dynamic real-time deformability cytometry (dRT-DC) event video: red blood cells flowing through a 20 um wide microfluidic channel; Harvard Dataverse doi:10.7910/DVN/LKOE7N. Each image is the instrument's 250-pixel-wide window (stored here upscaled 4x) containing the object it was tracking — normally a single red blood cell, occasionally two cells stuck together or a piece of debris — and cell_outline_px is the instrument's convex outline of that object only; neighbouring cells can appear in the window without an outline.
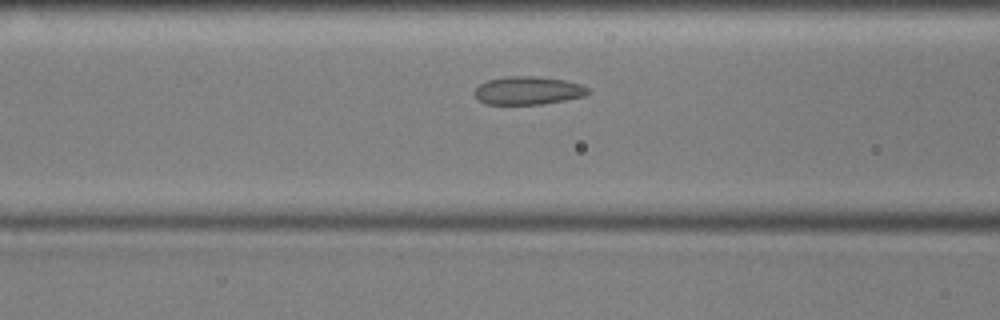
{"species": "common noctule bat (a hibernating species)", "species_latin": "Nyctalus noctula", "temperature_condition": "cold", "stored_images_in_passage": 47, "camera_frame_rate_fps": 3000, "um_per_image_px": 0.085, "animal": {"sex": "male", "body_mass_g": 17.9, "forearm_length_mm": 54.2}, "frame": {"image": 1, "passage_image": 13, "time_ms": 4.0, "image_size_px": [1000, 320], "cell_outline_px": [[592, 92], [584, 96], [544, 104], [484, 104], [476, 96], [476, 88], [480, 84], [488, 80], [504, 76], [536, 76], [564, 80], [580, 84], [588, 88]], "centroid_in_image_um": [44.91, 7.69], "position_along_channel_um": 121.7, "area_um2": 18.55}}
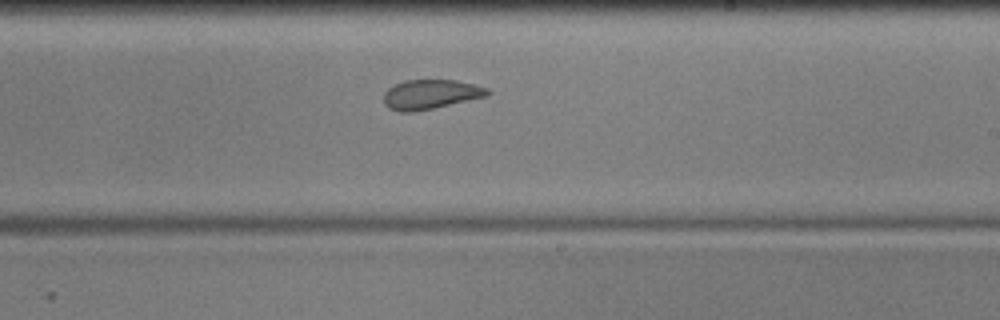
{"frame": {"image": 2, "passage_image": 24, "time_ms": 7.667, "image_size_px": [1000, 320], "cell_outline_px": [[492, 92], [488, 96], [432, 108], [412, 112], [400, 112], [388, 108], [384, 104], [384, 92], [388, 88], [404, 80], [456, 80], [488, 88]], "centroid_in_image_um": [36.59, 8.02], "position_along_channel_um": 252.4, "area_um2": 17.8}}
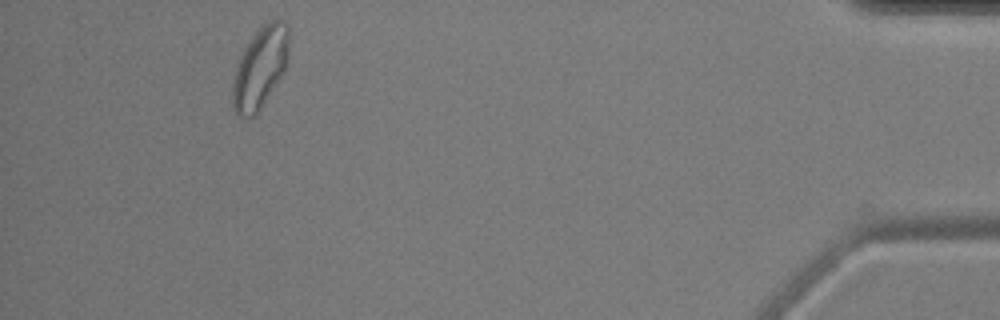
{"frame": {"image": 3, "passage_image": 43, "time_ms": 14.0, "image_size_px": [1000, 320], "cell_outline_px": [[288, 56], [284, 72], [256, 116], [248, 120], [236, 116], [232, 104], [232, 84], [236, 68], [240, 56], [244, 48], [260, 24], [276, 16], [288, 28]], "centroid_in_image_um": [22.09, 5.77], "position_along_channel_um": 413.1, "area_um2": 27.22}, "authors_computed_cell_mechanics": {"area_um2": 19.4208, "velocity_mm_per_s": 3.5717, "shape_relaxation_time_tau1_ms": null, "shape_relaxation_time_tau2_ms": 1.1963, "deformation_change_tau1": null, "deformation_change_tau2": 0.0607}}